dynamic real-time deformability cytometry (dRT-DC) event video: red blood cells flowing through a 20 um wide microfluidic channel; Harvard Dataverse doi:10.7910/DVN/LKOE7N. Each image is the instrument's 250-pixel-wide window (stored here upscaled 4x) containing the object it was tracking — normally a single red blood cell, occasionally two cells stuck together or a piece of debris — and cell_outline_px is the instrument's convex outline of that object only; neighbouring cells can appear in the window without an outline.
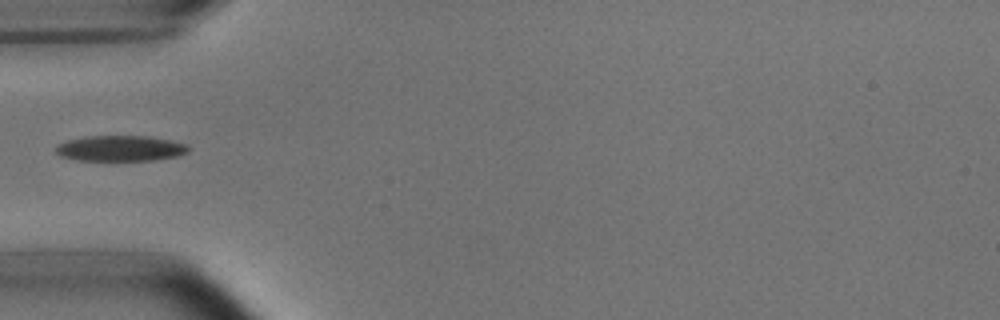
{"species": "common noctule bat (a hibernating species)", "species_latin": "Nyctalus noctula", "temperature_condition": "room temperature", "stored_images_in_passage": 37, "camera_frame_rate_fps": 3000, "um_per_image_px": 0.085, "animal": {"sex": "male", "body_mass_g": 15.6}, "frame": {"image": 1, "passage_image": 1, "time_ms": 0.0, "image_size_px": [1000, 320], "cell_outline_px": [[188, 152], [176, 156], [156, 160], [80, 160], [60, 156], [56, 152], [56, 144], [68, 140], [84, 136], [148, 136], [168, 140], [184, 144], [188, 148]], "centroid_in_image_um": [10.18, 12.61], "position_along_channel_um": 74.8, "area_um2": 19.59}}
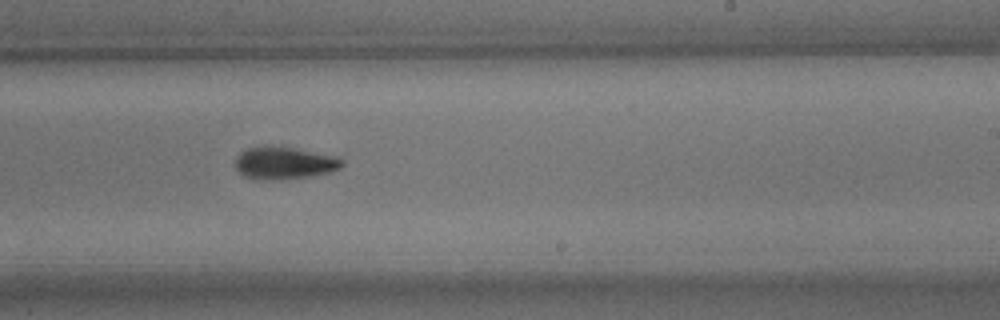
{"frame": {"image": 2, "passage_image": 16, "time_ms": 5.0, "image_size_px": [1000, 320], "cell_outline_px": [[344, 164], [340, 168], [328, 172], [308, 176], [272, 180], [264, 180], [244, 176], [236, 168], [236, 156], [240, 152], [248, 148], [264, 144], [272, 144], [336, 156], [344, 160]], "centroid_in_image_um": [24.14, 13.82], "position_along_channel_um": 264.9, "area_um2": 20.23}}
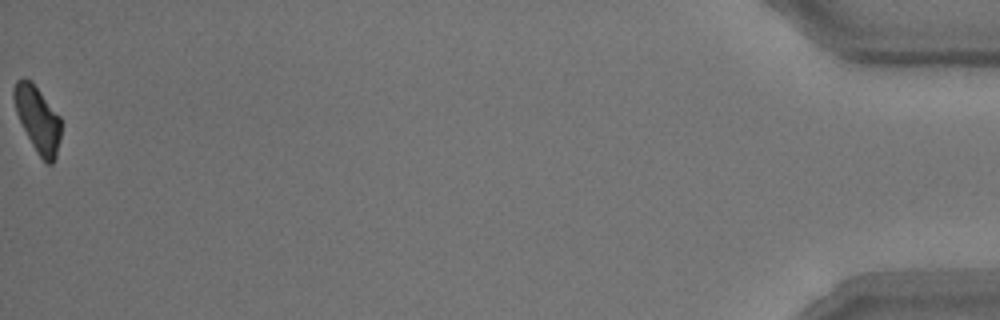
{"frame": {"image": 3, "passage_image": 37, "time_ms": 12.0, "image_size_px": [1000, 320], "cell_outline_px": [[60, 140], [56, 156], [52, 164], [44, 164], [36, 152], [16, 112], [12, 96], [12, 88], [16, 80], [24, 76], [32, 80], [60, 116]], "centroid_in_image_um": [3.19, 10.09], "position_along_channel_um": 432.0, "area_um2": 18.32}}